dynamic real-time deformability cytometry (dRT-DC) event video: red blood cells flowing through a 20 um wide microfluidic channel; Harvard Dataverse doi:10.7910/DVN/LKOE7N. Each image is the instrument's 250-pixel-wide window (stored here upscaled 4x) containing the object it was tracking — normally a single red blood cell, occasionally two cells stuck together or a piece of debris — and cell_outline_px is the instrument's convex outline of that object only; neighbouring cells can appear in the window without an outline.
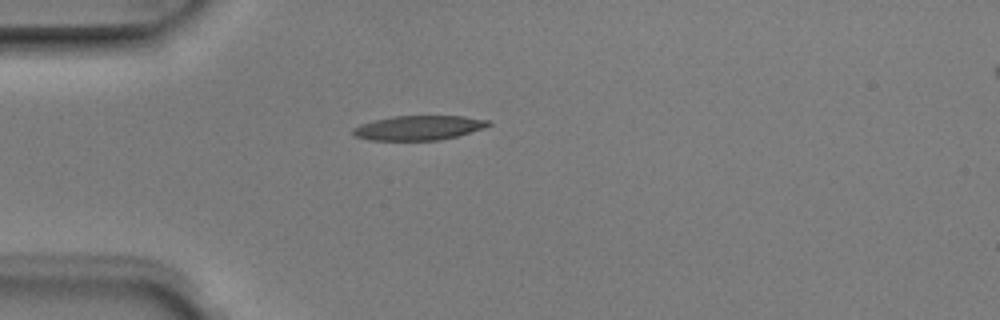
{"species": "Egyptian fruit bat (a non-hibernating species)", "species_latin": "Rousettus aegyptiacus", "temperature_condition": "room temperature", "stored_images_in_passage": 2, "camera_frame_rate_fps": 3000, "um_per_image_px": 0.085, "animal": {"sex": "male"}, "frame": {"image": 1, "passage_image": 1, "time_ms": 0.0, "image_size_px": [1000, 320], "cell_outline_px": [[492, 124], [484, 128], [456, 136], [440, 140], [368, 140], [356, 136], [352, 132], [352, 128], [360, 124], [392, 116], [464, 116], [488, 120]], "centroid_in_image_um": [35.58, 10.86], "position_along_channel_um": 49.4, "area_um2": 19.25}}